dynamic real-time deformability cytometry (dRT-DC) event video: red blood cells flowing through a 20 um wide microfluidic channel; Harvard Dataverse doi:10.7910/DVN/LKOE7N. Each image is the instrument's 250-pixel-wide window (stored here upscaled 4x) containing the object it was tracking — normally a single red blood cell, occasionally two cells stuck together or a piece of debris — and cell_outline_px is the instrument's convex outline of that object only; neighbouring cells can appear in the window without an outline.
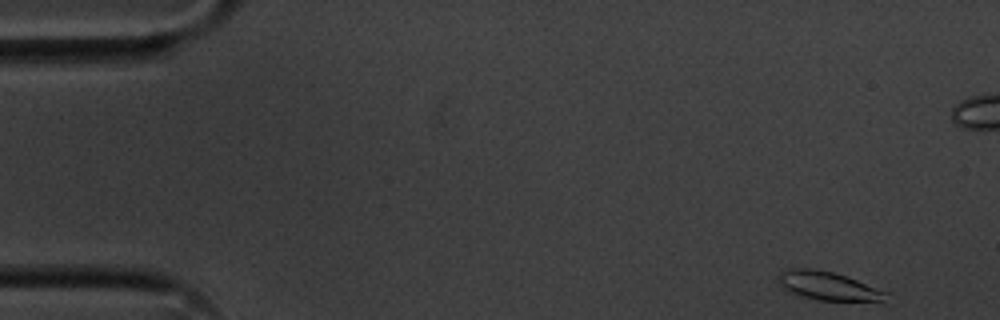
{"species": "common noctule bat (a hibernating species)", "species_latin": "Nyctalus noctula", "temperature_condition": "cold", "stored_images_in_passage": 54, "camera_frame_rate_fps": 3000, "um_per_image_px": 0.085, "animal": {"sex": "male", "body_mass_g": 20.1, "forearm_length_mm": 53.5}, "frame": {"image": 1, "passage_image": 1, "time_ms": 0.0, "image_size_px": [1000, 320], "cell_outline_px": [[888, 304], [884, 304], [820, 300], [788, 292], [780, 284], [780, 272], [784, 268], [812, 268], [832, 272], [856, 280], [888, 292]], "centroid_in_image_um": [70.54, 24.36], "position_along_channel_um": 14.5, "area_um2": 18.5}}
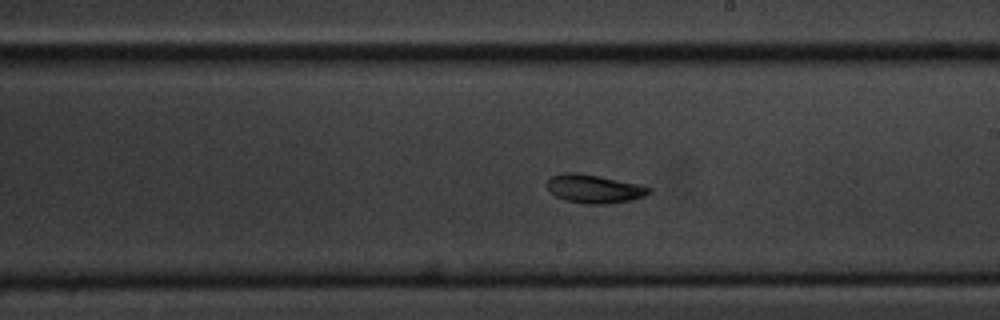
{"frame": {"image": 2, "passage_image": 29, "time_ms": 9.333, "image_size_px": [1000, 320], "cell_outline_px": [[652, 192], [644, 196], [632, 200], [608, 204], [584, 204], [564, 200], [548, 192], [544, 184], [548, 176], [564, 172], [580, 172], [600, 176], [636, 184], [652, 188]], "centroid_in_image_um": [50.41, 16.04], "position_along_channel_um": 238.6, "area_um2": 17.4}}
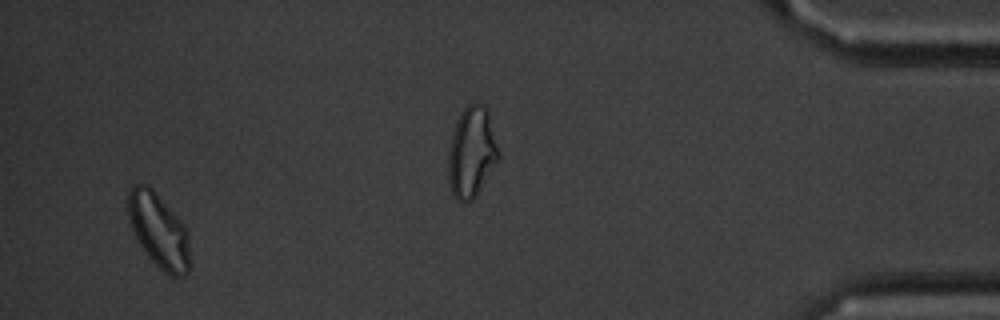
{"frame": {"image": 3, "passage_image": 51, "time_ms": 16.667, "image_size_px": [1000, 320], "cell_outline_px": [[188, 272], [184, 276], [172, 276], [164, 272], [144, 252], [132, 228], [128, 216], [128, 188], [132, 184], [144, 184], [152, 188], [184, 224], [188, 232]], "centroid_in_image_um": [13.47, 19.57], "position_along_channel_um": 421.7, "area_um2": 26.47}, "authors_computed_cell_mechanics": {"area_um2": 17.5712, "velocity_mm_per_s": 3.5684, "shape_relaxation_time_tau1_ms": 2.5566, "shape_relaxation_time_tau2_ms": null, "deformation_change_tau1": 0.1095, "deformation_change_tau2": null}}